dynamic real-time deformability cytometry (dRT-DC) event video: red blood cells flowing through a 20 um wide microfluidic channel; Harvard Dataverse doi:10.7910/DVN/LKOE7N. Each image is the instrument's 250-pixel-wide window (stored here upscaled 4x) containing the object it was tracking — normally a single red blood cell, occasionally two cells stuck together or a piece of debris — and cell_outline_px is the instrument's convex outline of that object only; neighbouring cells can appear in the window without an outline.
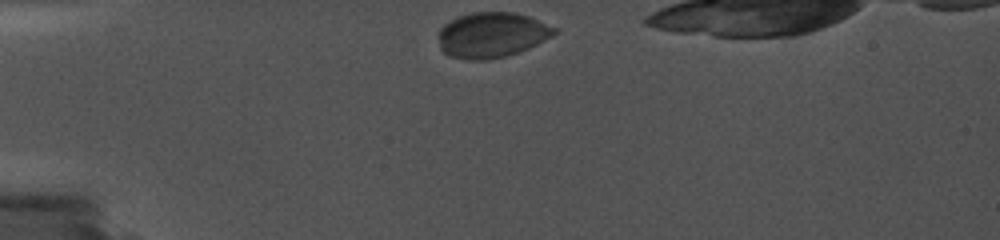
{"species": "common noctule bat (a hibernating species)", "species_latin": "Nyctalus noctula", "temperature_condition": "cold", "stored_images_in_passage": 63, "camera_frame_rate_fps": 5000, "um_per_image_px": 0.085, "animal": {"sex": "female", "body_mass_g": 19.0, "forearm_length_mm": 56.7}, "frame": {"image": 1, "passage_image": 1, "time_ms": 0.0, "image_size_px": [1000, 240], "cell_outline_px": [[560, 32], [528, 48], [504, 56], [488, 60], [472, 60], [452, 56], [444, 52], [440, 48], [440, 28], [444, 24], [460, 16], [472, 12], [516, 12], [528, 16], [556, 28]], "centroid_in_image_um": [41.82, 2.96], "position_along_channel_um": 43.2, "area_um2": 30.23}}
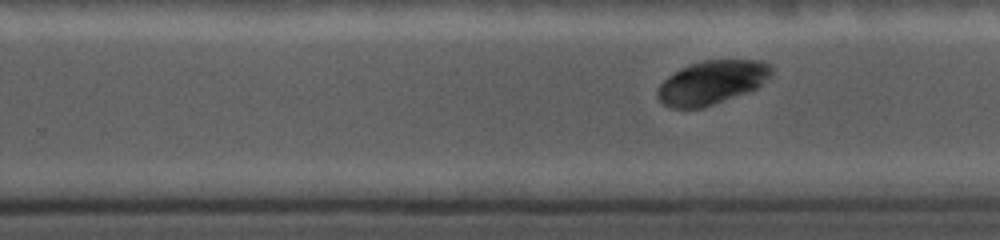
{"frame": {"image": 2, "passage_image": 49, "time_ms": 7.2, "image_size_px": [1000, 240], "cell_outline_px": [[772, 76], [752, 92], [700, 108], [672, 108], [664, 104], [660, 100], [656, 92], [660, 84], [668, 76], [680, 68], [688, 64], [704, 60], [764, 60], [772, 68]], "centroid_in_image_um": [60.54, 7.0], "position_along_channel_um": 269.3, "area_um2": 29.3}}
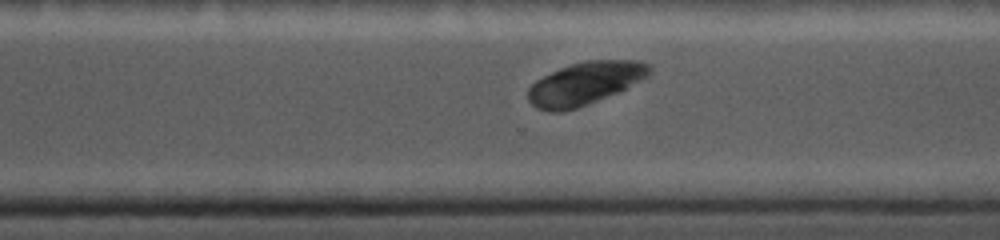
{"frame": {"image": 3, "passage_image": 58, "time_ms": 8.6, "image_size_px": [1000, 240], "cell_outline_px": [[652, 72], [648, 76], [620, 92], [588, 104], [564, 112], [548, 112], [536, 108], [528, 100], [528, 88], [536, 80], [560, 68], [584, 60], [640, 60], [652, 64]], "centroid_in_image_um": [49.76, 7.09], "position_along_channel_um": 320.8, "area_um2": 30.58}}